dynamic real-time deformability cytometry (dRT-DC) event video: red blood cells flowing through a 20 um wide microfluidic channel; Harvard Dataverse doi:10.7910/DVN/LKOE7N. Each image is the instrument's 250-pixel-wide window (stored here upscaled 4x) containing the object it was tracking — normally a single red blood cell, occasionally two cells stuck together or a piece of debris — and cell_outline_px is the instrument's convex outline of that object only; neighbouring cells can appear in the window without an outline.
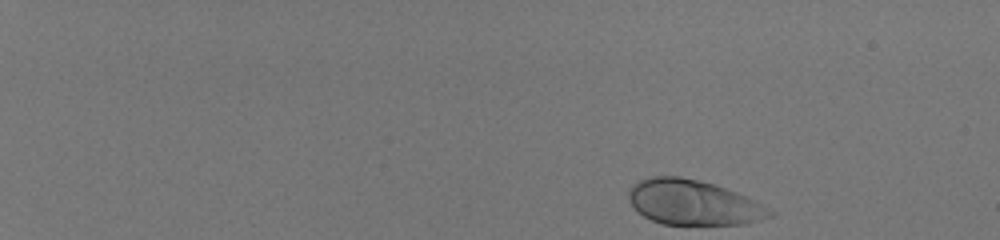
{"species": "human", "species_latin": "Homo sapiens", "temperature_condition": "room temperature", "stored_images_in_passage": 48, "camera_frame_rate_fps": 3000, "um_per_image_px": 0.085, "donor": {"sex": "male"}, "frame": {"image": 1, "passage_image": 1, "time_ms": 0.0, "image_size_px": [1000, 240], "cell_outline_px": [[776, 212], [772, 216], [744, 224], [664, 224], [652, 220], [644, 216], [632, 204], [628, 196], [628, 192], [640, 180], [652, 176], [680, 176], [700, 180], [736, 192]], "centroid_in_image_um": [58.93, 17.21], "position_along_channel_um": 26.1, "area_um2": 36.36}}
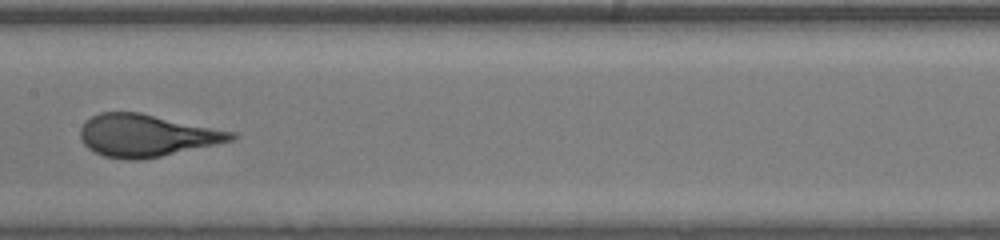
{"frame": {"image": 2, "passage_image": 27, "time_ms": 8.667, "image_size_px": [1000, 240], "cell_outline_px": [[236, 136], [232, 140], [160, 156], [140, 160], [128, 160], [104, 156], [88, 148], [84, 144], [80, 136], [80, 128], [92, 116], [100, 112], [140, 112], [236, 132]], "centroid_in_image_um": [12.42, 11.51], "position_along_channel_um": 195.0, "area_um2": 36.76}}
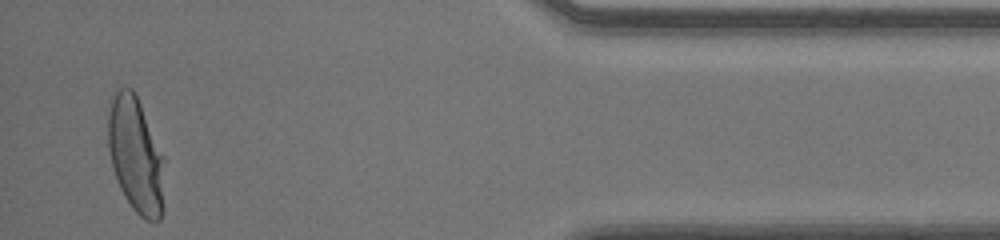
{"frame": {"image": 3, "passage_image": 47, "time_ms": 15.333, "image_size_px": [1000, 240], "cell_outline_px": [[164, 160], [160, 220], [144, 220], [132, 208], [124, 196], [116, 180], [108, 148], [108, 112], [112, 92], [116, 88], [132, 88], [140, 104], [164, 156]], "centroid_in_image_um": [11.5, 13.13], "position_along_channel_um": 423.7, "area_um2": 37.69}}